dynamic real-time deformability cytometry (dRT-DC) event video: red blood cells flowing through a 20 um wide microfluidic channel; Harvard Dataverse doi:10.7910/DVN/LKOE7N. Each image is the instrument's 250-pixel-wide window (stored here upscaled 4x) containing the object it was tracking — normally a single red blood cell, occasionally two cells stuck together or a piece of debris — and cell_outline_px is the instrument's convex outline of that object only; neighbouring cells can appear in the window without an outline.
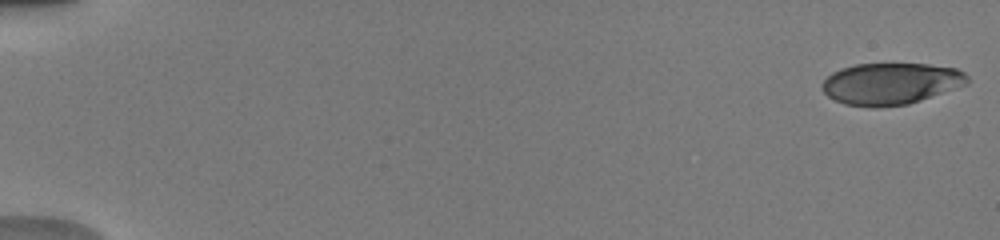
{"species": "human", "species_latin": "Homo sapiens", "temperature_condition": "warm", "stored_images_in_passage": 51, "camera_frame_rate_fps": 3000, "um_per_image_px": 0.085, "donor": {"sex": "male"}, "frame": {"image": 1, "passage_image": 1, "time_ms": 0.0, "image_size_px": [1000, 240], "cell_outline_px": [[968, 84], [908, 104], [872, 108], [844, 104], [828, 96], [820, 88], [820, 84], [832, 72], [840, 68], [856, 64], [928, 64], [956, 68], [964, 72], [968, 76]], "centroid_in_image_um": [75.69, 7.11], "position_along_channel_um": 9.3, "area_um2": 35.37}}
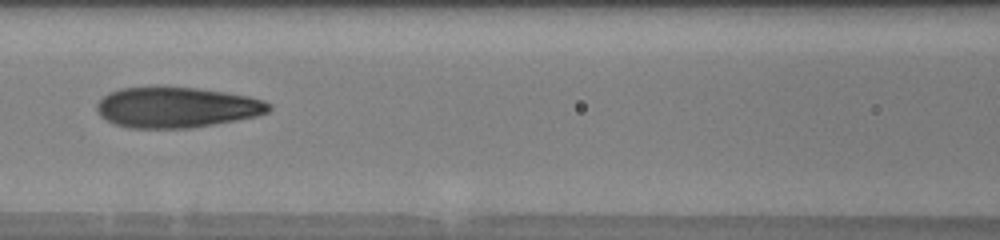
{"frame": {"image": 2, "passage_image": 25, "time_ms": 8.0, "image_size_px": [1000, 240], "cell_outline_px": [[272, 108], [268, 112], [256, 116], [236, 120], [188, 128], [128, 128], [112, 124], [100, 116], [96, 108], [96, 104], [108, 92], [120, 88], [156, 84], [196, 88], [224, 92], [248, 96], [264, 100], [272, 104]], "centroid_in_image_um": [14.96, 9.09], "position_along_channel_um": 151.6, "area_um2": 41.56}}
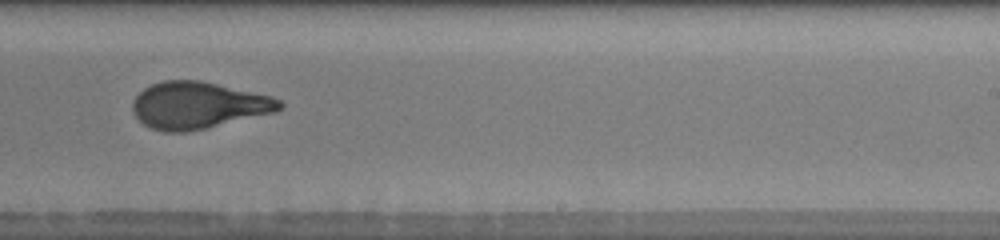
{"frame": {"image": 3, "passage_image": 34, "time_ms": 11.0, "image_size_px": [1000, 240], "cell_outline_px": [[284, 104], [276, 112], [188, 132], [164, 132], [152, 128], [144, 124], [132, 112], [132, 100], [144, 88], [152, 84], [164, 80], [200, 80], [272, 96], [280, 100]], "centroid_in_image_um": [16.83, 8.95], "position_along_channel_um": 272.2, "area_um2": 40.06}, "authors_computed_cell_mechanics": {"area_um2": 39.304, "velocity_mm_per_s": 4.0368, "shape_relaxation_time_tau1_ms": 5.3411, "shape_relaxation_time_tau2_ms": 0.9739, "deformation_change_tau1": 0.2241, "deformation_change_tau2": 0.0881}}